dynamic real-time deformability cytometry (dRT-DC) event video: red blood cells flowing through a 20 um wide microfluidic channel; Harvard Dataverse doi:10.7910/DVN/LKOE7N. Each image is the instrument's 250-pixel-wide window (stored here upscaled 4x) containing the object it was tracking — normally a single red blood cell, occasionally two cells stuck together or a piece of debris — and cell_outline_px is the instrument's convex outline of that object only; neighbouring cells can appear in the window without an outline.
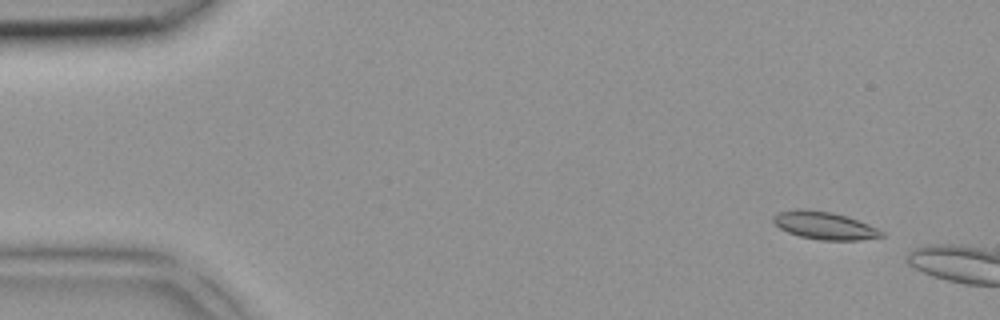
{"species": "common noctule bat (a hibernating species)", "species_latin": "Nyctalus noctula", "temperature_condition": "room temperature", "stored_images_in_passage": 2, "camera_frame_rate_fps": 3000, "um_per_image_px": 0.085, "animal": {"sex": "female", "body_mass_g": 18.4}, "frame": {"image": 1, "passage_image": 1, "time_ms": 0.0, "image_size_px": [1000, 320], "cell_outline_px": [[884, 236], [860, 240], [820, 240], [800, 236], [788, 232], [780, 228], [772, 220], [772, 216], [780, 212], [796, 208], [804, 208], [832, 212], [868, 224], [884, 232]], "centroid_in_image_um": [70.05, 19.16], "position_along_channel_um": 14.9, "area_um2": 17.34}}